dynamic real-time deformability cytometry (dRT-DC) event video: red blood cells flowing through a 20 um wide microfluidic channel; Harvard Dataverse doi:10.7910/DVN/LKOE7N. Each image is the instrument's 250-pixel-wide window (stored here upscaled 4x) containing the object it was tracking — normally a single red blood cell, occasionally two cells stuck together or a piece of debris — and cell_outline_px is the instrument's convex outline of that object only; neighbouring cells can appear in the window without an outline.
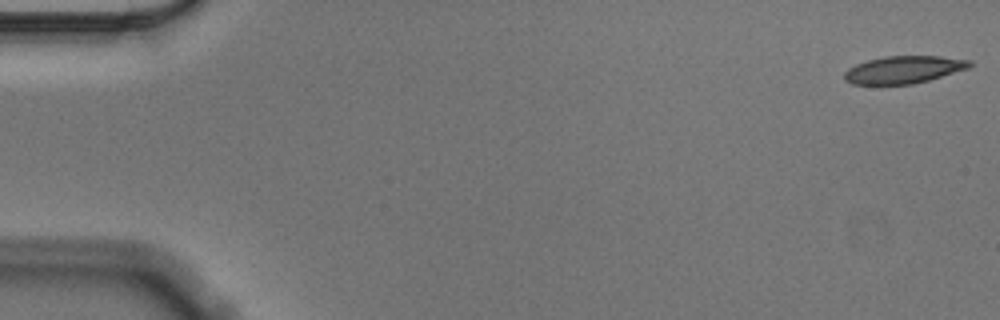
{"species": "Egyptian fruit bat (a non-hibernating species)", "species_latin": "Rousettus aegyptiacus", "temperature_condition": "cold", "stored_images_in_passage": 56, "camera_frame_rate_fps": 3000, "um_per_image_px": 0.085, "animal": {"sex": "male"}, "frame": {"image": 1, "passage_image": 1, "time_ms": 0.0, "image_size_px": [1000, 320], "cell_outline_px": [[972, 64], [968, 68], [928, 80], [912, 84], [852, 84], [844, 80], [844, 72], [848, 68], [856, 64], [868, 60], [884, 56], [940, 56], [972, 60]], "centroid_in_image_um": [76.79, 5.91], "position_along_channel_um": 8.2, "area_um2": 19.94}}
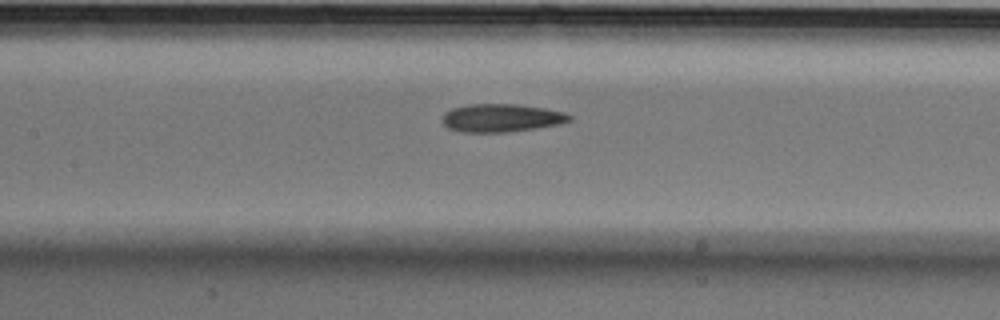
{"frame": {"image": 2, "passage_image": 26, "time_ms": 8.333, "image_size_px": [1000, 320], "cell_outline_px": [[572, 120], [560, 124], [536, 128], [508, 132], [460, 132], [448, 128], [440, 120], [444, 112], [452, 108], [468, 104], [520, 104], [544, 108], [564, 112], [572, 116]], "centroid_in_image_um": [42.6, 10.02], "position_along_channel_um": 164.8, "area_um2": 21.04}}
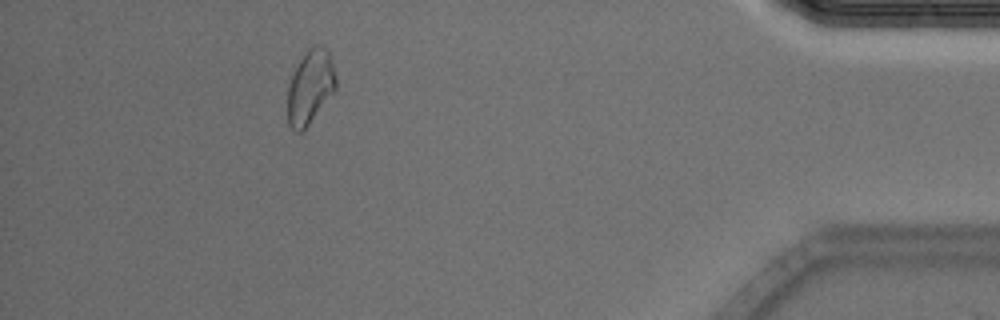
{"frame": {"image": 3, "passage_image": 51, "time_ms": 16.667, "image_size_px": [1000, 320], "cell_outline_px": [[336, 92], [304, 132], [296, 132], [288, 124], [288, 84], [304, 52], [308, 48], [316, 44], [320, 44], [328, 52], [336, 76]], "centroid_in_image_um": [26.39, 7.45], "position_along_channel_um": 408.8, "area_um2": 21.21}}